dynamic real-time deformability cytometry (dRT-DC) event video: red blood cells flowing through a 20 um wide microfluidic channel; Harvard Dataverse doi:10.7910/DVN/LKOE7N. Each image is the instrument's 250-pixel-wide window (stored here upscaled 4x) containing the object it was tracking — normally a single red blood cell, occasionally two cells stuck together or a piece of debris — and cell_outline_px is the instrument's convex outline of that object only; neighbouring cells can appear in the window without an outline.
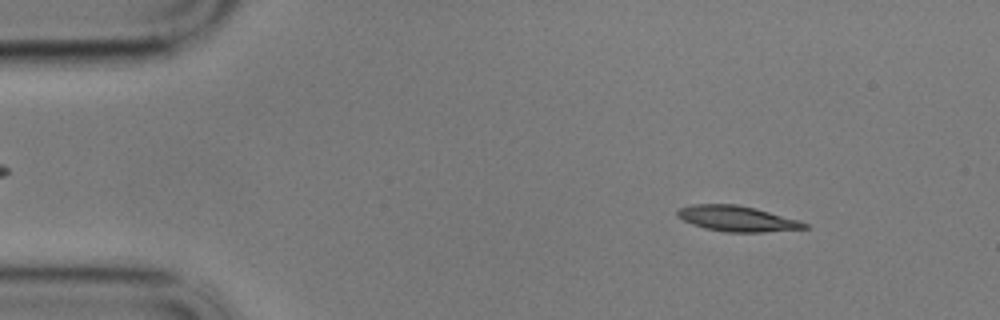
{"species": "common noctule bat (a hibernating species)", "species_latin": "Nyctalus noctula", "temperature_condition": "cold", "stored_images_in_passage": 56, "camera_frame_rate_fps": 3000, "um_per_image_px": 0.085, "animal": {"sex": "male", "body_mass_g": 17.9}, "frame": {"image": 1, "passage_image": 6, "time_ms": 1.667, "image_size_px": [1000, 320], "cell_outline_px": [[808, 228], [764, 232], [724, 232], [704, 228], [692, 224], [676, 216], [676, 212], [680, 208], [692, 204], [736, 204], [756, 208], [800, 220], [808, 224]], "centroid_in_image_um": [62.66, 18.58], "position_along_channel_um": 22.3, "area_um2": 19.02}}
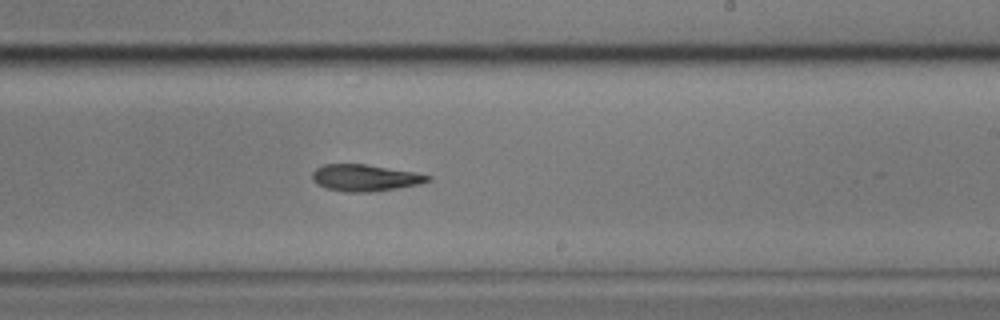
{"frame": {"image": 2, "passage_image": 33, "time_ms": 10.667, "image_size_px": [1000, 320], "cell_outline_px": [[432, 180], [420, 184], [372, 192], [344, 192], [328, 188], [316, 184], [312, 180], [312, 172], [316, 168], [324, 164], [368, 164], [416, 172], [432, 176]], "centroid_in_image_um": [31.05, 15.11], "position_along_channel_um": 258.0, "area_um2": 18.15}}
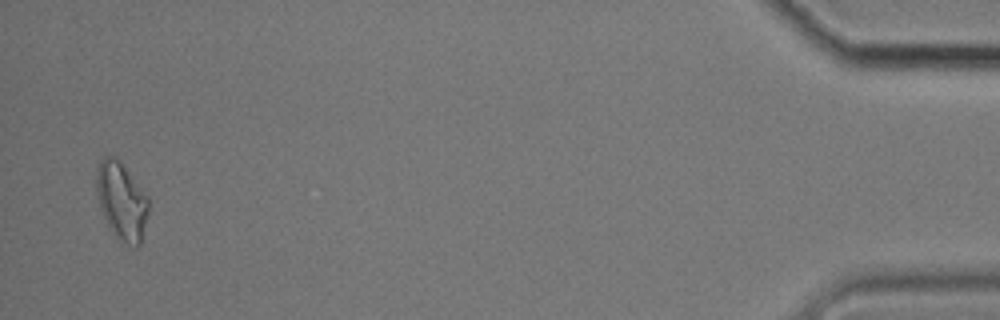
{"frame": {"image": 3, "passage_image": 55, "time_ms": 18.0, "image_size_px": [1000, 320], "cell_outline_px": [[148, 212], [140, 244], [136, 248], [124, 244], [112, 232], [100, 212], [96, 188], [96, 172], [100, 160], [104, 156], [112, 156], [120, 160], [148, 196]], "centroid_in_image_um": [10.32, 17.09], "position_along_channel_um": 424.9, "area_um2": 23.76}}